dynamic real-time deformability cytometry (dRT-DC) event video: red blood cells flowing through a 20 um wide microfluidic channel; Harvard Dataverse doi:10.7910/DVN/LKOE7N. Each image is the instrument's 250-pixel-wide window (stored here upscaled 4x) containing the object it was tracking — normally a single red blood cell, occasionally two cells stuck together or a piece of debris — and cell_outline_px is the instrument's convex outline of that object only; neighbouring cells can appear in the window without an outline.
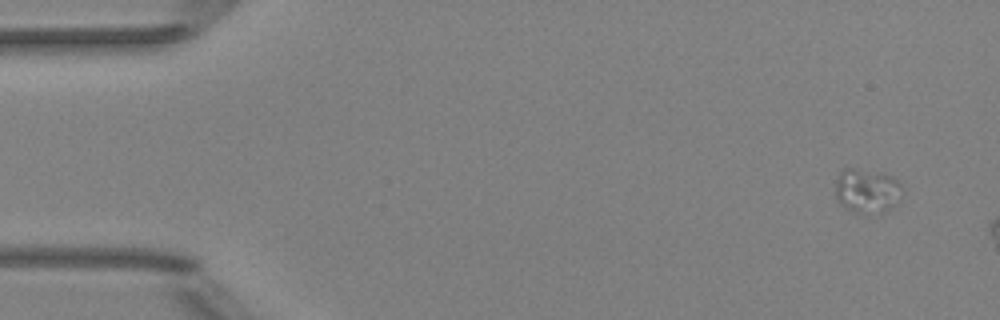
{"species": "Egyptian fruit bat (a non-hibernating species)", "species_latin": "Rousettus aegyptiacus", "temperature_condition": "room temperature", "stored_images_in_passage": 3, "camera_frame_rate_fps": 3000, "um_per_image_px": 0.085, "animal": {"sex": "female"}, "frame": {"image": 1, "passage_image": 1, "time_ms": 0.0, "image_size_px": [1000, 320], "cell_outline_px": [[904, 188], [900, 196], [892, 208], [884, 212], [852, 212], [840, 204], [836, 200], [836, 180], [840, 172], [844, 168], [852, 168], [884, 172], [892, 176]], "centroid_in_image_um": [73.7, 16.19], "position_along_channel_um": 11.3, "area_um2": 17.4}}